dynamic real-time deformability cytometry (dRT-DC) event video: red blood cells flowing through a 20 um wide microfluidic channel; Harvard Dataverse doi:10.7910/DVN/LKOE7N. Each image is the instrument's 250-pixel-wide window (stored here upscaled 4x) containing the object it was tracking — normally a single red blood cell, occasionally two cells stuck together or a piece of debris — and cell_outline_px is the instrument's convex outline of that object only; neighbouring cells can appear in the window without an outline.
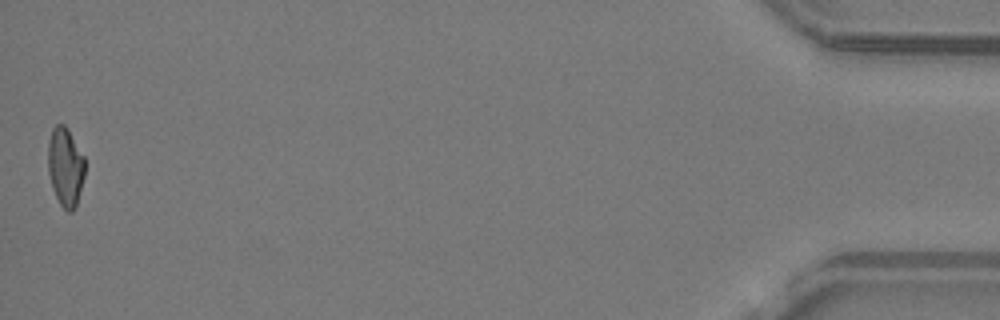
{"species": "common noctule bat (a hibernating species)", "species_latin": "Nyctalus noctula", "temperature_condition": "warm", "stored_images_in_passage": 35, "camera_frame_rate_fps": 3000, "um_per_image_px": 0.085, "animal": {"sex": "male", "body_mass_g": 19.2, "forearm_length_mm": 51.8}, "frame": {"image": 1, "passage_image": 35, "time_ms": 11.333, "image_size_px": [1000, 320], "cell_outline_px": [[84, 176], [76, 208], [72, 212], [68, 212], [60, 204], [52, 188], [48, 172], [48, 140], [52, 128], [56, 124], [64, 124], [68, 128], [84, 156]], "centroid_in_image_um": [5.55, 14.17], "position_along_channel_um": 429.6, "area_um2": 17.11}, "authors_computed_cell_mechanics": {"area_um2": 17.629, "velocity_mm_per_s": 4.2363, "shape_relaxation_time_tau1_ms": 10.261, "shape_relaxation_time_tau2_ms": 5.1384, "deformation_change_tau1": 0.2665, "deformation_change_tau2": 0.1328}}